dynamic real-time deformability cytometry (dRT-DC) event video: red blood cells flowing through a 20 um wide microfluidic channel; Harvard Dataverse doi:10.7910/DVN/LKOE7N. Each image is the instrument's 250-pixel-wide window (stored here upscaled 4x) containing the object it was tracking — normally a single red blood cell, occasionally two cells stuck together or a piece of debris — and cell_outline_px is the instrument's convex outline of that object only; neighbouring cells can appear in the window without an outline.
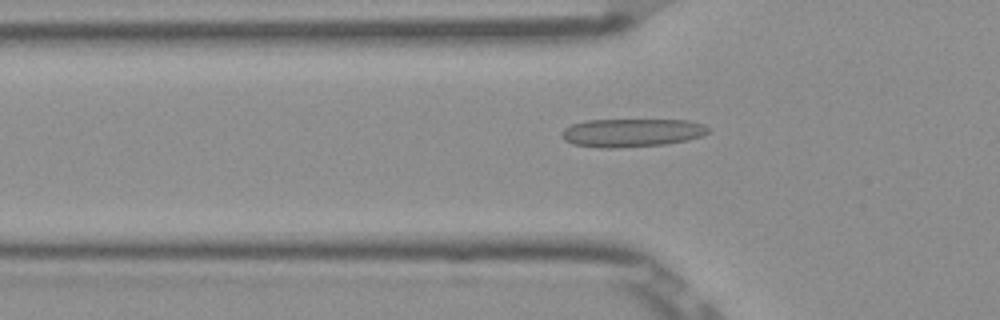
{"species": "Egyptian fruit bat (a non-hibernating species)", "species_latin": "Rousettus aegyptiacus", "temperature_condition": "room temperature", "stored_images_in_passage": 52, "camera_frame_rate_fps": 3000, "um_per_image_px": 0.085, "frame": {"image": 1, "passage_image": 17, "time_ms": 5.333, "image_size_px": [1000, 320], "cell_outline_px": [[708, 132], [700, 136], [688, 140], [664, 144], [612, 148], [600, 148], [572, 144], [564, 140], [560, 136], [560, 132], [564, 128], [572, 124], [588, 120], [688, 120], [704, 124], [708, 128]], "centroid_in_image_um": [53.65, 11.28], "position_along_channel_um": 72.2, "area_um2": 24.16}}
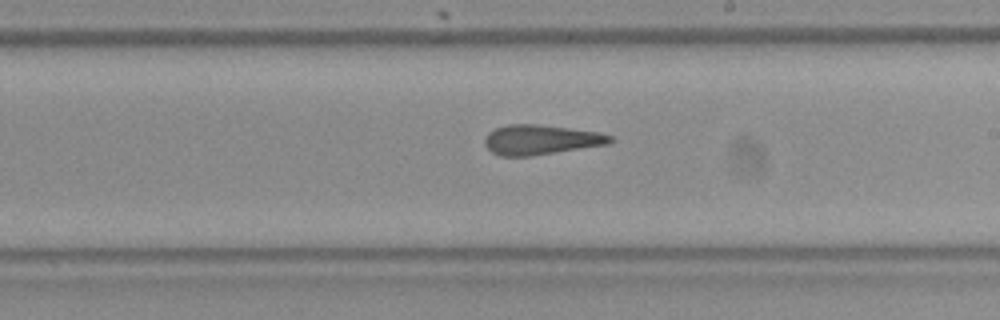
{"frame": {"image": 2, "passage_image": 30, "time_ms": 9.667, "image_size_px": [1000, 320], "cell_outline_px": [[616, 140], [608, 144], [528, 156], [500, 156], [492, 152], [484, 144], [484, 136], [488, 132], [496, 128], [508, 124], [536, 124], [600, 132], [612, 136]], "centroid_in_image_um": [45.95, 11.87], "position_along_channel_um": 243.0, "area_um2": 21.73}}
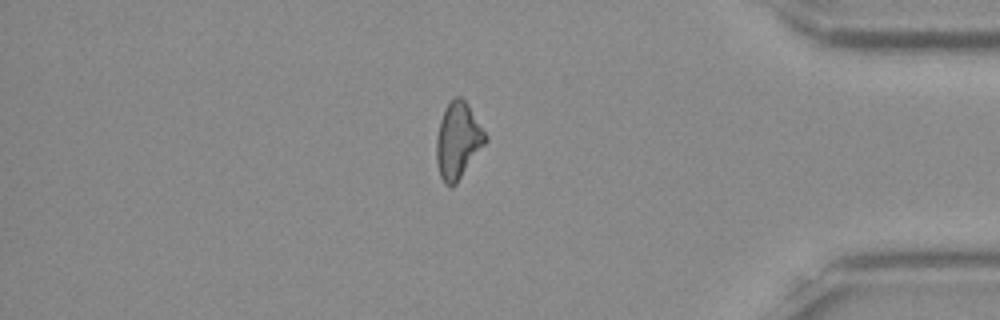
{"frame": {"image": 3, "passage_image": 44, "time_ms": 14.333, "image_size_px": [1000, 320], "cell_outline_px": [[488, 140], [456, 184], [452, 188], [448, 188], [444, 184], [440, 176], [436, 160], [436, 140], [440, 120], [444, 108], [456, 96], [460, 96], [468, 104], [488, 136]], "centroid_in_image_um": [38.92, 11.98], "position_along_channel_um": 396.3, "area_um2": 21.91}, "authors_computed_cell_mechanics": {"area_um2": 22.3397, "velocity_mm_per_s": 3.9184, "shape_relaxation_time_tau1_ms": null, "shape_relaxation_time_tau2_ms": 1.8553, "deformation_change_tau1": null, "deformation_change_tau2": 0.0958}}